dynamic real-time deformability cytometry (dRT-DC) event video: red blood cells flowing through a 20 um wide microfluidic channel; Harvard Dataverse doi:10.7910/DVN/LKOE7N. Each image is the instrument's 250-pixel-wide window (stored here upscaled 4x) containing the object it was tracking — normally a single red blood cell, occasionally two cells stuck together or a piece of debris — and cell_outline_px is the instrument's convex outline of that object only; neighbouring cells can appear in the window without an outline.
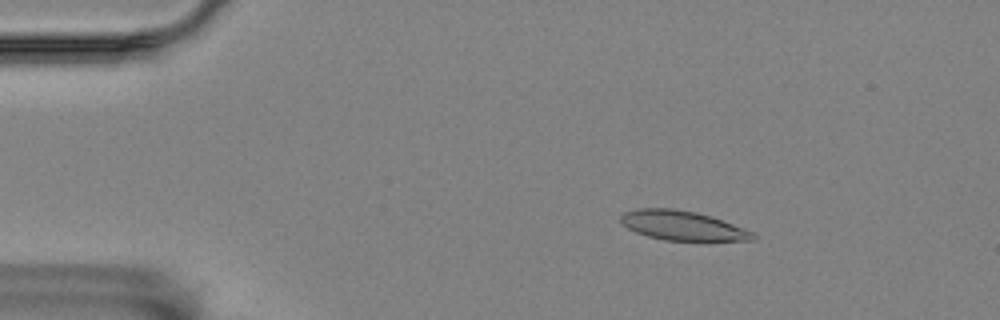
{"species": "Egyptian fruit bat (a non-hibernating species)", "species_latin": "Rousettus aegyptiacus", "temperature_condition": "room temperature", "stored_images_in_passage": 5, "camera_frame_rate_fps": 3000, "um_per_image_px": 0.085, "animal": {"sex": "female"}, "frame": {"image": 1, "passage_image": 3, "time_ms": 0.667, "image_size_px": [1000, 320], "cell_outline_px": [[756, 240], [664, 240], [648, 236], [636, 232], [628, 228], [620, 220], [620, 216], [624, 212], [636, 208], [672, 208], [696, 212], [712, 216], [752, 232], [756, 236]], "centroid_in_image_um": [57.97, 19.16], "position_along_channel_um": 27.0, "area_um2": 22.43}}